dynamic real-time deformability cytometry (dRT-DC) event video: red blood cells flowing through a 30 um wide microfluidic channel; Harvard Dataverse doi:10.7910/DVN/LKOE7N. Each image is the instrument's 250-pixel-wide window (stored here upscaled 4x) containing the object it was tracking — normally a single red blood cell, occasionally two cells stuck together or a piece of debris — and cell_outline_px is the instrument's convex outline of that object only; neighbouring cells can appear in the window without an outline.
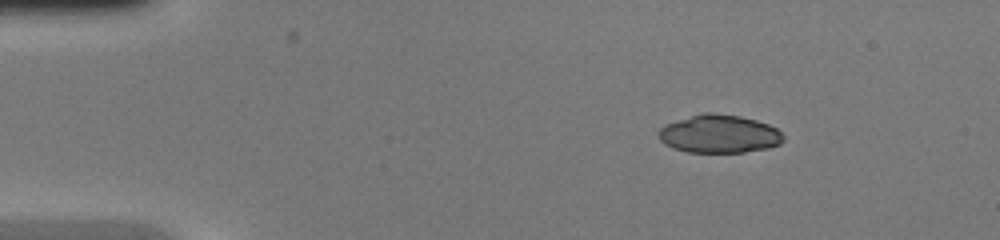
{"species": "common noctule bat (a hibernating species)", "species_latin": "Nyctalus noctula", "temperature_condition": "warm", "stored_images_in_passage": 40, "camera_frame_rate_fps": 3000, "um_per_image_px": 0.085, "animal": {"sex": "female", "body_mass_g": 20.0, "forearm_length_mm": 54.0}, "frame": {"image": 1, "passage_image": 1, "time_ms": 0.0, "image_size_px": [1000, 240], "cell_outline_px": [[784, 140], [780, 144], [768, 148], [744, 152], [688, 152], [672, 148], [664, 144], [656, 136], [656, 132], [664, 124], [704, 112], [716, 112], [740, 116], [756, 120], [768, 124], [776, 128], [784, 136]], "centroid_in_image_um": [61.1, 11.38], "position_along_channel_um": 23.9, "area_um2": 28.03}}
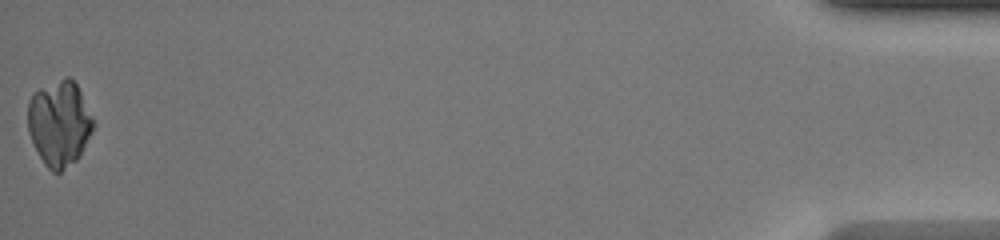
{"frame": {"image": 2, "passage_image": 40, "time_ms": 13.0, "image_size_px": [1000, 240], "cell_outline_px": [[92, 132], [80, 156], [76, 160], [60, 172], [52, 172], [44, 164], [28, 132], [28, 100], [32, 92], [40, 88], [68, 76], [76, 84], [80, 92], [92, 120]], "centroid_in_image_um": [5.01, 10.5], "position_along_channel_um": 430.2, "area_um2": 32.08}}